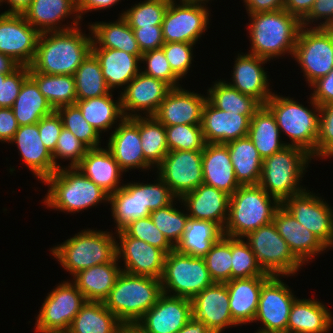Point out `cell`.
Returning a JSON list of instances; mask_svg holds the SVG:
<instances>
[{"label":"cell","instance_id":"6da1fadb","mask_svg":"<svg viewBox=\"0 0 333 333\" xmlns=\"http://www.w3.org/2000/svg\"><path fill=\"white\" fill-rule=\"evenodd\" d=\"M80 28L41 33L30 67L43 74L74 75L92 47V37Z\"/></svg>","mask_w":333,"mask_h":333},{"label":"cell","instance_id":"7a4b0ae2","mask_svg":"<svg viewBox=\"0 0 333 333\" xmlns=\"http://www.w3.org/2000/svg\"><path fill=\"white\" fill-rule=\"evenodd\" d=\"M251 50L254 54L268 61L282 55L294 53L301 21L285 9L248 14ZM252 19V20H251Z\"/></svg>","mask_w":333,"mask_h":333},{"label":"cell","instance_id":"3957f363","mask_svg":"<svg viewBox=\"0 0 333 333\" xmlns=\"http://www.w3.org/2000/svg\"><path fill=\"white\" fill-rule=\"evenodd\" d=\"M281 205L259 185L240 186L230 196L229 214L223 234L232 238H243L272 222Z\"/></svg>","mask_w":333,"mask_h":333},{"label":"cell","instance_id":"277c9868","mask_svg":"<svg viewBox=\"0 0 333 333\" xmlns=\"http://www.w3.org/2000/svg\"><path fill=\"white\" fill-rule=\"evenodd\" d=\"M161 294L160 279L122 271L104 305L123 324H136Z\"/></svg>","mask_w":333,"mask_h":333},{"label":"cell","instance_id":"5b68a950","mask_svg":"<svg viewBox=\"0 0 333 333\" xmlns=\"http://www.w3.org/2000/svg\"><path fill=\"white\" fill-rule=\"evenodd\" d=\"M44 182L49 186L44 203L55 210L79 213L109 201V195L77 168L62 166Z\"/></svg>","mask_w":333,"mask_h":333},{"label":"cell","instance_id":"8992f818","mask_svg":"<svg viewBox=\"0 0 333 333\" xmlns=\"http://www.w3.org/2000/svg\"><path fill=\"white\" fill-rule=\"evenodd\" d=\"M311 160L302 148L286 146L263 159L259 186L282 204L306 189L299 184Z\"/></svg>","mask_w":333,"mask_h":333},{"label":"cell","instance_id":"52a82bcc","mask_svg":"<svg viewBox=\"0 0 333 333\" xmlns=\"http://www.w3.org/2000/svg\"><path fill=\"white\" fill-rule=\"evenodd\" d=\"M107 231L85 229L51 248L52 255L70 275L117 257L116 237Z\"/></svg>","mask_w":333,"mask_h":333},{"label":"cell","instance_id":"ba28073f","mask_svg":"<svg viewBox=\"0 0 333 333\" xmlns=\"http://www.w3.org/2000/svg\"><path fill=\"white\" fill-rule=\"evenodd\" d=\"M310 104L315 108L308 109L293 98L273 94L266 106L275 116L280 132L292 140L290 146L302 148L312 159L315 156L320 106L310 96ZM317 113V114H316Z\"/></svg>","mask_w":333,"mask_h":333},{"label":"cell","instance_id":"9c48e42d","mask_svg":"<svg viewBox=\"0 0 333 333\" xmlns=\"http://www.w3.org/2000/svg\"><path fill=\"white\" fill-rule=\"evenodd\" d=\"M162 293L192 300L214 284L203 257H193L173 249L164 261ZM170 293V294H169Z\"/></svg>","mask_w":333,"mask_h":333},{"label":"cell","instance_id":"30bf717a","mask_svg":"<svg viewBox=\"0 0 333 333\" xmlns=\"http://www.w3.org/2000/svg\"><path fill=\"white\" fill-rule=\"evenodd\" d=\"M246 243L261 266L271 276L295 275L303 264L290 251L286 241L279 235L273 222L248 233Z\"/></svg>","mask_w":333,"mask_h":333},{"label":"cell","instance_id":"8fae6325","mask_svg":"<svg viewBox=\"0 0 333 333\" xmlns=\"http://www.w3.org/2000/svg\"><path fill=\"white\" fill-rule=\"evenodd\" d=\"M309 86L333 69V28L301 27L293 56Z\"/></svg>","mask_w":333,"mask_h":333},{"label":"cell","instance_id":"7c38bea8","mask_svg":"<svg viewBox=\"0 0 333 333\" xmlns=\"http://www.w3.org/2000/svg\"><path fill=\"white\" fill-rule=\"evenodd\" d=\"M86 300L71 281H63L48 293L36 317L35 331L66 333Z\"/></svg>","mask_w":333,"mask_h":333},{"label":"cell","instance_id":"4fadbf2b","mask_svg":"<svg viewBox=\"0 0 333 333\" xmlns=\"http://www.w3.org/2000/svg\"><path fill=\"white\" fill-rule=\"evenodd\" d=\"M204 3L170 0L161 24L165 43H193L207 30L210 12Z\"/></svg>","mask_w":333,"mask_h":333},{"label":"cell","instance_id":"5bb4252c","mask_svg":"<svg viewBox=\"0 0 333 333\" xmlns=\"http://www.w3.org/2000/svg\"><path fill=\"white\" fill-rule=\"evenodd\" d=\"M279 278L271 276L261 288L254 322L261 321L263 327L256 333H287L288 318L296 296Z\"/></svg>","mask_w":333,"mask_h":333},{"label":"cell","instance_id":"9a60e30c","mask_svg":"<svg viewBox=\"0 0 333 333\" xmlns=\"http://www.w3.org/2000/svg\"><path fill=\"white\" fill-rule=\"evenodd\" d=\"M310 190L293 195L282 205L327 248L333 247V209Z\"/></svg>","mask_w":333,"mask_h":333},{"label":"cell","instance_id":"2e32d148","mask_svg":"<svg viewBox=\"0 0 333 333\" xmlns=\"http://www.w3.org/2000/svg\"><path fill=\"white\" fill-rule=\"evenodd\" d=\"M157 168L177 198L203 184L202 151H169Z\"/></svg>","mask_w":333,"mask_h":333},{"label":"cell","instance_id":"e0dca14e","mask_svg":"<svg viewBox=\"0 0 333 333\" xmlns=\"http://www.w3.org/2000/svg\"><path fill=\"white\" fill-rule=\"evenodd\" d=\"M40 34L23 14H0V53L20 66L32 64Z\"/></svg>","mask_w":333,"mask_h":333},{"label":"cell","instance_id":"ac0fdd59","mask_svg":"<svg viewBox=\"0 0 333 333\" xmlns=\"http://www.w3.org/2000/svg\"><path fill=\"white\" fill-rule=\"evenodd\" d=\"M116 232L120 240L116 243L117 259L124 260L122 271L161 279L166 254L143 240L130 237L123 229Z\"/></svg>","mask_w":333,"mask_h":333},{"label":"cell","instance_id":"d6986e66","mask_svg":"<svg viewBox=\"0 0 333 333\" xmlns=\"http://www.w3.org/2000/svg\"><path fill=\"white\" fill-rule=\"evenodd\" d=\"M171 89L166 82L147 76L140 71L120 94L125 118L141 116V111H144V116H153Z\"/></svg>","mask_w":333,"mask_h":333},{"label":"cell","instance_id":"ffe728a7","mask_svg":"<svg viewBox=\"0 0 333 333\" xmlns=\"http://www.w3.org/2000/svg\"><path fill=\"white\" fill-rule=\"evenodd\" d=\"M190 318V299L162 293L136 325L146 333H176Z\"/></svg>","mask_w":333,"mask_h":333},{"label":"cell","instance_id":"44dd1931","mask_svg":"<svg viewBox=\"0 0 333 333\" xmlns=\"http://www.w3.org/2000/svg\"><path fill=\"white\" fill-rule=\"evenodd\" d=\"M191 318L203 321L213 333L237 326L231 316L226 283H214L198 293L191 300Z\"/></svg>","mask_w":333,"mask_h":333},{"label":"cell","instance_id":"7402d4cb","mask_svg":"<svg viewBox=\"0 0 333 333\" xmlns=\"http://www.w3.org/2000/svg\"><path fill=\"white\" fill-rule=\"evenodd\" d=\"M109 137L107 148L119 167L124 171L131 169L149 170L152 165L144 158L139 134V116L124 118L118 123Z\"/></svg>","mask_w":333,"mask_h":333},{"label":"cell","instance_id":"603a6c76","mask_svg":"<svg viewBox=\"0 0 333 333\" xmlns=\"http://www.w3.org/2000/svg\"><path fill=\"white\" fill-rule=\"evenodd\" d=\"M206 97L182 87L172 88L153 115L164 126L201 125Z\"/></svg>","mask_w":333,"mask_h":333},{"label":"cell","instance_id":"cb8c5ba5","mask_svg":"<svg viewBox=\"0 0 333 333\" xmlns=\"http://www.w3.org/2000/svg\"><path fill=\"white\" fill-rule=\"evenodd\" d=\"M177 199L184 204L189 218L209 220L224 229L228 219L230 201V196L225 192L203 183L195 190L175 200Z\"/></svg>","mask_w":333,"mask_h":333},{"label":"cell","instance_id":"d4e9b609","mask_svg":"<svg viewBox=\"0 0 333 333\" xmlns=\"http://www.w3.org/2000/svg\"><path fill=\"white\" fill-rule=\"evenodd\" d=\"M279 235L286 241L290 251L302 263L324 252L327 247L306 227L301 225L294 216L281 205L273 218ZM315 255V256H314Z\"/></svg>","mask_w":333,"mask_h":333},{"label":"cell","instance_id":"484cf974","mask_svg":"<svg viewBox=\"0 0 333 333\" xmlns=\"http://www.w3.org/2000/svg\"><path fill=\"white\" fill-rule=\"evenodd\" d=\"M250 119L245 115L219 110L208 100L203 112L201 127L206 143L226 144L229 141L246 137Z\"/></svg>","mask_w":333,"mask_h":333},{"label":"cell","instance_id":"4316f807","mask_svg":"<svg viewBox=\"0 0 333 333\" xmlns=\"http://www.w3.org/2000/svg\"><path fill=\"white\" fill-rule=\"evenodd\" d=\"M241 54L239 53L235 60L232 82L227 83L242 94L252 96L262 105H265L274 94L268 88L270 86L269 79L263 66L268 60L251 53Z\"/></svg>","mask_w":333,"mask_h":333},{"label":"cell","instance_id":"83f0119b","mask_svg":"<svg viewBox=\"0 0 333 333\" xmlns=\"http://www.w3.org/2000/svg\"><path fill=\"white\" fill-rule=\"evenodd\" d=\"M10 143L17 144L23 162L42 183L57 171L52 154L41 141L38 123L19 126Z\"/></svg>","mask_w":333,"mask_h":333},{"label":"cell","instance_id":"f1b7e54d","mask_svg":"<svg viewBox=\"0 0 333 333\" xmlns=\"http://www.w3.org/2000/svg\"><path fill=\"white\" fill-rule=\"evenodd\" d=\"M77 13V0H33L23 15L35 29L40 33H45L65 31L80 26V18ZM72 14L75 15L71 22L73 25L61 26L59 24Z\"/></svg>","mask_w":333,"mask_h":333},{"label":"cell","instance_id":"f546056e","mask_svg":"<svg viewBox=\"0 0 333 333\" xmlns=\"http://www.w3.org/2000/svg\"><path fill=\"white\" fill-rule=\"evenodd\" d=\"M203 183L231 196L241 185L238 183L225 144L206 143L202 150Z\"/></svg>","mask_w":333,"mask_h":333},{"label":"cell","instance_id":"4dcf8cb0","mask_svg":"<svg viewBox=\"0 0 333 333\" xmlns=\"http://www.w3.org/2000/svg\"><path fill=\"white\" fill-rule=\"evenodd\" d=\"M76 168L109 196L123 187L120 178L124 171L107 147L88 149Z\"/></svg>","mask_w":333,"mask_h":333},{"label":"cell","instance_id":"1f68e13d","mask_svg":"<svg viewBox=\"0 0 333 333\" xmlns=\"http://www.w3.org/2000/svg\"><path fill=\"white\" fill-rule=\"evenodd\" d=\"M271 276L233 279L226 282L232 319L238 324L254 321L263 284ZM249 322V323H248Z\"/></svg>","mask_w":333,"mask_h":333},{"label":"cell","instance_id":"d6a6232c","mask_svg":"<svg viewBox=\"0 0 333 333\" xmlns=\"http://www.w3.org/2000/svg\"><path fill=\"white\" fill-rule=\"evenodd\" d=\"M91 52L100 63L103 77L111 92L116 87L124 89L141 71L139 63L142 55H132L121 50L107 48H91Z\"/></svg>","mask_w":333,"mask_h":333},{"label":"cell","instance_id":"836d02e7","mask_svg":"<svg viewBox=\"0 0 333 333\" xmlns=\"http://www.w3.org/2000/svg\"><path fill=\"white\" fill-rule=\"evenodd\" d=\"M333 317L324 303L296 298L287 323V333H328Z\"/></svg>","mask_w":333,"mask_h":333},{"label":"cell","instance_id":"e575fe53","mask_svg":"<svg viewBox=\"0 0 333 333\" xmlns=\"http://www.w3.org/2000/svg\"><path fill=\"white\" fill-rule=\"evenodd\" d=\"M118 261L116 257L112 262L92 266L74 275L73 283L86 301L104 302L122 272Z\"/></svg>","mask_w":333,"mask_h":333},{"label":"cell","instance_id":"d590c367","mask_svg":"<svg viewBox=\"0 0 333 333\" xmlns=\"http://www.w3.org/2000/svg\"><path fill=\"white\" fill-rule=\"evenodd\" d=\"M119 17L113 23L95 22L89 25L91 48L117 49L132 55H142L132 28L123 16Z\"/></svg>","mask_w":333,"mask_h":333},{"label":"cell","instance_id":"8d00e7d4","mask_svg":"<svg viewBox=\"0 0 333 333\" xmlns=\"http://www.w3.org/2000/svg\"><path fill=\"white\" fill-rule=\"evenodd\" d=\"M280 135L275 116L266 105H262L250 120L247 137L263 159L290 146V143L281 141Z\"/></svg>","mask_w":333,"mask_h":333},{"label":"cell","instance_id":"74e56055","mask_svg":"<svg viewBox=\"0 0 333 333\" xmlns=\"http://www.w3.org/2000/svg\"><path fill=\"white\" fill-rule=\"evenodd\" d=\"M228 147L235 176L241 186L259 185L263 158L246 136L225 144Z\"/></svg>","mask_w":333,"mask_h":333},{"label":"cell","instance_id":"f35d334b","mask_svg":"<svg viewBox=\"0 0 333 333\" xmlns=\"http://www.w3.org/2000/svg\"><path fill=\"white\" fill-rule=\"evenodd\" d=\"M12 110L19 126L36 124L55 111L30 76L24 80Z\"/></svg>","mask_w":333,"mask_h":333},{"label":"cell","instance_id":"ab89813d","mask_svg":"<svg viewBox=\"0 0 333 333\" xmlns=\"http://www.w3.org/2000/svg\"><path fill=\"white\" fill-rule=\"evenodd\" d=\"M122 325L104 302L86 301L66 333H119Z\"/></svg>","mask_w":333,"mask_h":333},{"label":"cell","instance_id":"60d3db41","mask_svg":"<svg viewBox=\"0 0 333 333\" xmlns=\"http://www.w3.org/2000/svg\"><path fill=\"white\" fill-rule=\"evenodd\" d=\"M223 229L209 220L189 218L186 229L175 249L193 257H204L223 236Z\"/></svg>","mask_w":333,"mask_h":333},{"label":"cell","instance_id":"b9f144b4","mask_svg":"<svg viewBox=\"0 0 333 333\" xmlns=\"http://www.w3.org/2000/svg\"><path fill=\"white\" fill-rule=\"evenodd\" d=\"M112 92L96 98L77 100L82 116L100 134L112 129V126L121 122L125 116L122 111L121 98L112 99Z\"/></svg>","mask_w":333,"mask_h":333},{"label":"cell","instance_id":"7bdbcfd3","mask_svg":"<svg viewBox=\"0 0 333 333\" xmlns=\"http://www.w3.org/2000/svg\"><path fill=\"white\" fill-rule=\"evenodd\" d=\"M215 81L207 91V100L217 109L239 113L250 120L262 104L252 96L242 94L240 91L226 83Z\"/></svg>","mask_w":333,"mask_h":333},{"label":"cell","instance_id":"ee69618b","mask_svg":"<svg viewBox=\"0 0 333 333\" xmlns=\"http://www.w3.org/2000/svg\"><path fill=\"white\" fill-rule=\"evenodd\" d=\"M29 76L38 85L39 91L56 111L77 101L73 75H50L34 71L29 66Z\"/></svg>","mask_w":333,"mask_h":333},{"label":"cell","instance_id":"f6af8a7d","mask_svg":"<svg viewBox=\"0 0 333 333\" xmlns=\"http://www.w3.org/2000/svg\"><path fill=\"white\" fill-rule=\"evenodd\" d=\"M111 212L116 223V231L122 230L132 220L150 216L151 212H141L140 183H127L109 196Z\"/></svg>","mask_w":333,"mask_h":333},{"label":"cell","instance_id":"bcb514c9","mask_svg":"<svg viewBox=\"0 0 333 333\" xmlns=\"http://www.w3.org/2000/svg\"><path fill=\"white\" fill-rule=\"evenodd\" d=\"M77 100H86L109 94L100 63L90 52L74 73Z\"/></svg>","mask_w":333,"mask_h":333},{"label":"cell","instance_id":"7dc6e473","mask_svg":"<svg viewBox=\"0 0 333 333\" xmlns=\"http://www.w3.org/2000/svg\"><path fill=\"white\" fill-rule=\"evenodd\" d=\"M139 134L144 158L157 167L169 152L165 126L154 116H139Z\"/></svg>","mask_w":333,"mask_h":333},{"label":"cell","instance_id":"c3c4849f","mask_svg":"<svg viewBox=\"0 0 333 333\" xmlns=\"http://www.w3.org/2000/svg\"><path fill=\"white\" fill-rule=\"evenodd\" d=\"M171 203L150 213V218L167 240L174 246L180 242L189 219L188 213L181 212Z\"/></svg>","mask_w":333,"mask_h":333},{"label":"cell","instance_id":"681fc988","mask_svg":"<svg viewBox=\"0 0 333 333\" xmlns=\"http://www.w3.org/2000/svg\"><path fill=\"white\" fill-rule=\"evenodd\" d=\"M231 258V237L223 235L203 257L214 283H226L231 280Z\"/></svg>","mask_w":333,"mask_h":333},{"label":"cell","instance_id":"f907efd6","mask_svg":"<svg viewBox=\"0 0 333 333\" xmlns=\"http://www.w3.org/2000/svg\"><path fill=\"white\" fill-rule=\"evenodd\" d=\"M61 116L63 127L75 135L89 149L101 147L100 135L82 116L76 104L60 107L56 110Z\"/></svg>","mask_w":333,"mask_h":333},{"label":"cell","instance_id":"816d5d0a","mask_svg":"<svg viewBox=\"0 0 333 333\" xmlns=\"http://www.w3.org/2000/svg\"><path fill=\"white\" fill-rule=\"evenodd\" d=\"M231 280L271 276L266 274L259 265L255 254L243 238L231 237Z\"/></svg>","mask_w":333,"mask_h":333},{"label":"cell","instance_id":"f5cc1de1","mask_svg":"<svg viewBox=\"0 0 333 333\" xmlns=\"http://www.w3.org/2000/svg\"><path fill=\"white\" fill-rule=\"evenodd\" d=\"M170 0H145L127 9L121 16L131 28L161 25Z\"/></svg>","mask_w":333,"mask_h":333},{"label":"cell","instance_id":"db71d44e","mask_svg":"<svg viewBox=\"0 0 333 333\" xmlns=\"http://www.w3.org/2000/svg\"><path fill=\"white\" fill-rule=\"evenodd\" d=\"M169 151H202L206 145L201 125L165 126Z\"/></svg>","mask_w":333,"mask_h":333},{"label":"cell","instance_id":"11a10c76","mask_svg":"<svg viewBox=\"0 0 333 333\" xmlns=\"http://www.w3.org/2000/svg\"><path fill=\"white\" fill-rule=\"evenodd\" d=\"M123 230L130 237L143 240L144 242L161 249L166 255L175 249V247L152 222L150 216L132 220L123 228Z\"/></svg>","mask_w":333,"mask_h":333},{"label":"cell","instance_id":"9f6ffc18","mask_svg":"<svg viewBox=\"0 0 333 333\" xmlns=\"http://www.w3.org/2000/svg\"><path fill=\"white\" fill-rule=\"evenodd\" d=\"M88 149L89 148L76 138L73 133L63 127L60 136L58 137L56 148L52 153L56 170L62 168L60 164L57 163V159L59 158L61 160H71L68 168H76L80 164V161L85 156Z\"/></svg>","mask_w":333,"mask_h":333},{"label":"cell","instance_id":"6f0895ef","mask_svg":"<svg viewBox=\"0 0 333 333\" xmlns=\"http://www.w3.org/2000/svg\"><path fill=\"white\" fill-rule=\"evenodd\" d=\"M147 64L143 74L166 82L171 88L181 87V80L171 69L162 48L142 53L141 63Z\"/></svg>","mask_w":333,"mask_h":333},{"label":"cell","instance_id":"680465c9","mask_svg":"<svg viewBox=\"0 0 333 333\" xmlns=\"http://www.w3.org/2000/svg\"><path fill=\"white\" fill-rule=\"evenodd\" d=\"M158 178L156 180L158 183L140 184L141 212L158 210L171 204L177 198L168 185L160 177Z\"/></svg>","mask_w":333,"mask_h":333},{"label":"cell","instance_id":"91938a15","mask_svg":"<svg viewBox=\"0 0 333 333\" xmlns=\"http://www.w3.org/2000/svg\"><path fill=\"white\" fill-rule=\"evenodd\" d=\"M193 43L170 42L161 47L172 71L181 79L190 69L193 60Z\"/></svg>","mask_w":333,"mask_h":333},{"label":"cell","instance_id":"94428289","mask_svg":"<svg viewBox=\"0 0 333 333\" xmlns=\"http://www.w3.org/2000/svg\"><path fill=\"white\" fill-rule=\"evenodd\" d=\"M315 157L326 158L333 151V103L320 106Z\"/></svg>","mask_w":333,"mask_h":333},{"label":"cell","instance_id":"6125c7cd","mask_svg":"<svg viewBox=\"0 0 333 333\" xmlns=\"http://www.w3.org/2000/svg\"><path fill=\"white\" fill-rule=\"evenodd\" d=\"M29 76V66H19L5 79H1L0 108H12L24 80Z\"/></svg>","mask_w":333,"mask_h":333},{"label":"cell","instance_id":"be15d7a7","mask_svg":"<svg viewBox=\"0 0 333 333\" xmlns=\"http://www.w3.org/2000/svg\"><path fill=\"white\" fill-rule=\"evenodd\" d=\"M63 129V122L61 116L57 111H54L50 115L43 117L38 122V130L41 137V141L45 147L52 154L56 148L58 137Z\"/></svg>","mask_w":333,"mask_h":333},{"label":"cell","instance_id":"e7e4bbea","mask_svg":"<svg viewBox=\"0 0 333 333\" xmlns=\"http://www.w3.org/2000/svg\"><path fill=\"white\" fill-rule=\"evenodd\" d=\"M320 22L314 28H333V0H315L309 14L301 21L303 27H310L311 22ZM310 24V25H309Z\"/></svg>","mask_w":333,"mask_h":333},{"label":"cell","instance_id":"03108f58","mask_svg":"<svg viewBox=\"0 0 333 333\" xmlns=\"http://www.w3.org/2000/svg\"><path fill=\"white\" fill-rule=\"evenodd\" d=\"M138 47L142 53L160 49L165 43L161 25L132 28Z\"/></svg>","mask_w":333,"mask_h":333},{"label":"cell","instance_id":"003e7915","mask_svg":"<svg viewBox=\"0 0 333 333\" xmlns=\"http://www.w3.org/2000/svg\"><path fill=\"white\" fill-rule=\"evenodd\" d=\"M310 87L314 90L311 97L319 106L333 103V69Z\"/></svg>","mask_w":333,"mask_h":333},{"label":"cell","instance_id":"a7ac6f4b","mask_svg":"<svg viewBox=\"0 0 333 333\" xmlns=\"http://www.w3.org/2000/svg\"><path fill=\"white\" fill-rule=\"evenodd\" d=\"M18 127L19 125L12 108H0V142L9 143L13 139Z\"/></svg>","mask_w":333,"mask_h":333},{"label":"cell","instance_id":"89a4df30","mask_svg":"<svg viewBox=\"0 0 333 333\" xmlns=\"http://www.w3.org/2000/svg\"><path fill=\"white\" fill-rule=\"evenodd\" d=\"M248 14L281 10L285 0H243Z\"/></svg>","mask_w":333,"mask_h":333},{"label":"cell","instance_id":"2644e50d","mask_svg":"<svg viewBox=\"0 0 333 333\" xmlns=\"http://www.w3.org/2000/svg\"><path fill=\"white\" fill-rule=\"evenodd\" d=\"M314 2L315 0H285L283 9L302 21L309 14Z\"/></svg>","mask_w":333,"mask_h":333},{"label":"cell","instance_id":"8c879c8a","mask_svg":"<svg viewBox=\"0 0 333 333\" xmlns=\"http://www.w3.org/2000/svg\"><path fill=\"white\" fill-rule=\"evenodd\" d=\"M121 0H77V14L82 19V14L92 10H105L116 5Z\"/></svg>","mask_w":333,"mask_h":333},{"label":"cell","instance_id":"753ad0ef","mask_svg":"<svg viewBox=\"0 0 333 333\" xmlns=\"http://www.w3.org/2000/svg\"><path fill=\"white\" fill-rule=\"evenodd\" d=\"M32 1L33 0H0V5L3 2H7L9 7H11L5 11L4 14H23L30 7Z\"/></svg>","mask_w":333,"mask_h":333},{"label":"cell","instance_id":"34e18365","mask_svg":"<svg viewBox=\"0 0 333 333\" xmlns=\"http://www.w3.org/2000/svg\"><path fill=\"white\" fill-rule=\"evenodd\" d=\"M176 333H213L203 321L190 318L187 324Z\"/></svg>","mask_w":333,"mask_h":333},{"label":"cell","instance_id":"11e5206c","mask_svg":"<svg viewBox=\"0 0 333 333\" xmlns=\"http://www.w3.org/2000/svg\"><path fill=\"white\" fill-rule=\"evenodd\" d=\"M19 66L10 56L0 53V73H12Z\"/></svg>","mask_w":333,"mask_h":333},{"label":"cell","instance_id":"2a66077c","mask_svg":"<svg viewBox=\"0 0 333 333\" xmlns=\"http://www.w3.org/2000/svg\"><path fill=\"white\" fill-rule=\"evenodd\" d=\"M119 333H146L136 324H123Z\"/></svg>","mask_w":333,"mask_h":333},{"label":"cell","instance_id":"b9fcfbb0","mask_svg":"<svg viewBox=\"0 0 333 333\" xmlns=\"http://www.w3.org/2000/svg\"><path fill=\"white\" fill-rule=\"evenodd\" d=\"M180 2H191V3H208L209 0H180Z\"/></svg>","mask_w":333,"mask_h":333},{"label":"cell","instance_id":"09005b40","mask_svg":"<svg viewBox=\"0 0 333 333\" xmlns=\"http://www.w3.org/2000/svg\"><path fill=\"white\" fill-rule=\"evenodd\" d=\"M9 74L11 73H0V85H1V79H5Z\"/></svg>","mask_w":333,"mask_h":333},{"label":"cell","instance_id":"979ff035","mask_svg":"<svg viewBox=\"0 0 333 333\" xmlns=\"http://www.w3.org/2000/svg\"><path fill=\"white\" fill-rule=\"evenodd\" d=\"M333 157V151L327 157Z\"/></svg>","mask_w":333,"mask_h":333}]
</instances>
